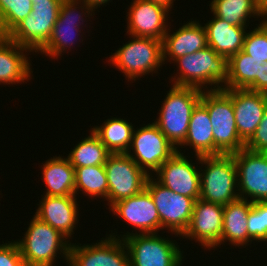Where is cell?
I'll return each instance as SVG.
<instances>
[{
    "label": "cell",
    "mask_w": 267,
    "mask_h": 266,
    "mask_svg": "<svg viewBox=\"0 0 267 266\" xmlns=\"http://www.w3.org/2000/svg\"><path fill=\"white\" fill-rule=\"evenodd\" d=\"M173 63H176L179 69V72L170 78L173 85L217 90L223 89L227 83L228 60L209 46L190 55H184Z\"/></svg>",
    "instance_id": "6da1fadb"
},
{
    "label": "cell",
    "mask_w": 267,
    "mask_h": 266,
    "mask_svg": "<svg viewBox=\"0 0 267 266\" xmlns=\"http://www.w3.org/2000/svg\"><path fill=\"white\" fill-rule=\"evenodd\" d=\"M202 92L196 87L171 84L162 101L154 123L177 151H182L179 146L187 136L192 111L200 102Z\"/></svg>",
    "instance_id": "7a4b0ae2"
},
{
    "label": "cell",
    "mask_w": 267,
    "mask_h": 266,
    "mask_svg": "<svg viewBox=\"0 0 267 266\" xmlns=\"http://www.w3.org/2000/svg\"><path fill=\"white\" fill-rule=\"evenodd\" d=\"M33 216L23 238L16 241L25 266H53L57 253L62 254L61 257L65 258L68 266L71 241L49 224Z\"/></svg>",
    "instance_id": "3957f363"
},
{
    "label": "cell",
    "mask_w": 267,
    "mask_h": 266,
    "mask_svg": "<svg viewBox=\"0 0 267 266\" xmlns=\"http://www.w3.org/2000/svg\"><path fill=\"white\" fill-rule=\"evenodd\" d=\"M200 199L226 205L239 198L233 154L200 156ZM237 191V192H236Z\"/></svg>",
    "instance_id": "277c9868"
},
{
    "label": "cell",
    "mask_w": 267,
    "mask_h": 266,
    "mask_svg": "<svg viewBox=\"0 0 267 266\" xmlns=\"http://www.w3.org/2000/svg\"><path fill=\"white\" fill-rule=\"evenodd\" d=\"M200 103L207 109L212 124L214 155L234 154L244 149L231 97L223 89L203 90Z\"/></svg>",
    "instance_id": "5b68a950"
},
{
    "label": "cell",
    "mask_w": 267,
    "mask_h": 266,
    "mask_svg": "<svg viewBox=\"0 0 267 266\" xmlns=\"http://www.w3.org/2000/svg\"><path fill=\"white\" fill-rule=\"evenodd\" d=\"M111 233L107 236L122 239L125 243L130 266H181L184 261L178 243L158 233L139 234L136 230L119 236L115 235L117 232Z\"/></svg>",
    "instance_id": "8992f818"
},
{
    "label": "cell",
    "mask_w": 267,
    "mask_h": 266,
    "mask_svg": "<svg viewBox=\"0 0 267 266\" xmlns=\"http://www.w3.org/2000/svg\"><path fill=\"white\" fill-rule=\"evenodd\" d=\"M130 36L133 39L112 53L108 62L122 71L128 82L133 83L143 75L158 72L165 63L161 40Z\"/></svg>",
    "instance_id": "52a82bcc"
},
{
    "label": "cell",
    "mask_w": 267,
    "mask_h": 266,
    "mask_svg": "<svg viewBox=\"0 0 267 266\" xmlns=\"http://www.w3.org/2000/svg\"><path fill=\"white\" fill-rule=\"evenodd\" d=\"M92 13L94 11L84 1L62 0L59 15L54 24L51 36L48 42L37 53L46 55L47 57L49 56L52 59H58L64 52L69 53L70 49L73 48L72 45H75L74 41L77 42L78 36L81 37L83 35H80L82 33L81 28L84 27L83 25L87 17L90 18V16H93ZM83 15L86 20L82 17Z\"/></svg>",
    "instance_id": "ba28073f"
},
{
    "label": "cell",
    "mask_w": 267,
    "mask_h": 266,
    "mask_svg": "<svg viewBox=\"0 0 267 266\" xmlns=\"http://www.w3.org/2000/svg\"><path fill=\"white\" fill-rule=\"evenodd\" d=\"M145 188L150 192L160 216V230L166 229L182 236L191 221L195 199L174 193L149 176Z\"/></svg>",
    "instance_id": "9c48e42d"
},
{
    "label": "cell",
    "mask_w": 267,
    "mask_h": 266,
    "mask_svg": "<svg viewBox=\"0 0 267 266\" xmlns=\"http://www.w3.org/2000/svg\"><path fill=\"white\" fill-rule=\"evenodd\" d=\"M61 2L62 0H41L33 3L32 12L7 36L32 53H37L51 36Z\"/></svg>",
    "instance_id": "30bf717a"
},
{
    "label": "cell",
    "mask_w": 267,
    "mask_h": 266,
    "mask_svg": "<svg viewBox=\"0 0 267 266\" xmlns=\"http://www.w3.org/2000/svg\"><path fill=\"white\" fill-rule=\"evenodd\" d=\"M130 149H132V154ZM176 152L177 149L153 122L147 125L144 124L143 127L137 130L134 129L131 145L126 154L148 176H152Z\"/></svg>",
    "instance_id": "8fae6325"
},
{
    "label": "cell",
    "mask_w": 267,
    "mask_h": 266,
    "mask_svg": "<svg viewBox=\"0 0 267 266\" xmlns=\"http://www.w3.org/2000/svg\"><path fill=\"white\" fill-rule=\"evenodd\" d=\"M104 167L108 182L109 208L117 201L140 193L149 177L126 153L110 154Z\"/></svg>",
    "instance_id": "7c38bea8"
},
{
    "label": "cell",
    "mask_w": 267,
    "mask_h": 266,
    "mask_svg": "<svg viewBox=\"0 0 267 266\" xmlns=\"http://www.w3.org/2000/svg\"><path fill=\"white\" fill-rule=\"evenodd\" d=\"M237 166L239 198L267 202V153L242 149L233 154Z\"/></svg>",
    "instance_id": "4fadbf2b"
},
{
    "label": "cell",
    "mask_w": 267,
    "mask_h": 266,
    "mask_svg": "<svg viewBox=\"0 0 267 266\" xmlns=\"http://www.w3.org/2000/svg\"><path fill=\"white\" fill-rule=\"evenodd\" d=\"M177 151L170 159L163 163L155 172L157 181L174 193L185 195L195 200L200 197V156H196V163ZM198 167V168H197Z\"/></svg>",
    "instance_id": "5bb4252c"
},
{
    "label": "cell",
    "mask_w": 267,
    "mask_h": 266,
    "mask_svg": "<svg viewBox=\"0 0 267 266\" xmlns=\"http://www.w3.org/2000/svg\"><path fill=\"white\" fill-rule=\"evenodd\" d=\"M92 244L71 243L69 266H130L122 239L106 236Z\"/></svg>",
    "instance_id": "9a60e30c"
},
{
    "label": "cell",
    "mask_w": 267,
    "mask_h": 266,
    "mask_svg": "<svg viewBox=\"0 0 267 266\" xmlns=\"http://www.w3.org/2000/svg\"><path fill=\"white\" fill-rule=\"evenodd\" d=\"M224 206L197 199L194 204L191 221L182 239L195 240L209 251L220 247L223 228Z\"/></svg>",
    "instance_id": "2e32d148"
},
{
    "label": "cell",
    "mask_w": 267,
    "mask_h": 266,
    "mask_svg": "<svg viewBox=\"0 0 267 266\" xmlns=\"http://www.w3.org/2000/svg\"><path fill=\"white\" fill-rule=\"evenodd\" d=\"M127 15V35L163 40L168 27L169 9L147 0H132Z\"/></svg>",
    "instance_id": "e0dca14e"
},
{
    "label": "cell",
    "mask_w": 267,
    "mask_h": 266,
    "mask_svg": "<svg viewBox=\"0 0 267 266\" xmlns=\"http://www.w3.org/2000/svg\"><path fill=\"white\" fill-rule=\"evenodd\" d=\"M109 209L138 230L139 234L160 231V216L146 188L135 196L117 201Z\"/></svg>",
    "instance_id": "ac0fdd59"
},
{
    "label": "cell",
    "mask_w": 267,
    "mask_h": 266,
    "mask_svg": "<svg viewBox=\"0 0 267 266\" xmlns=\"http://www.w3.org/2000/svg\"><path fill=\"white\" fill-rule=\"evenodd\" d=\"M232 99L239 137L246 143L255 133L267 107V94L249 89H223Z\"/></svg>",
    "instance_id": "d6986e66"
},
{
    "label": "cell",
    "mask_w": 267,
    "mask_h": 266,
    "mask_svg": "<svg viewBox=\"0 0 267 266\" xmlns=\"http://www.w3.org/2000/svg\"><path fill=\"white\" fill-rule=\"evenodd\" d=\"M76 197L42 196L34 215L71 239L79 221L80 208Z\"/></svg>",
    "instance_id": "ffe728a7"
},
{
    "label": "cell",
    "mask_w": 267,
    "mask_h": 266,
    "mask_svg": "<svg viewBox=\"0 0 267 266\" xmlns=\"http://www.w3.org/2000/svg\"><path fill=\"white\" fill-rule=\"evenodd\" d=\"M166 32L162 40L163 61L173 63L176 59L190 55L207 47L206 30L199 20L183 23L178 30Z\"/></svg>",
    "instance_id": "44dd1931"
},
{
    "label": "cell",
    "mask_w": 267,
    "mask_h": 266,
    "mask_svg": "<svg viewBox=\"0 0 267 266\" xmlns=\"http://www.w3.org/2000/svg\"><path fill=\"white\" fill-rule=\"evenodd\" d=\"M30 52L8 36L0 35V84H22L32 79V65L27 57Z\"/></svg>",
    "instance_id": "7402d4cb"
},
{
    "label": "cell",
    "mask_w": 267,
    "mask_h": 266,
    "mask_svg": "<svg viewBox=\"0 0 267 266\" xmlns=\"http://www.w3.org/2000/svg\"><path fill=\"white\" fill-rule=\"evenodd\" d=\"M204 24L207 45L227 60L242 50L247 27L233 26L213 14Z\"/></svg>",
    "instance_id": "603a6c76"
},
{
    "label": "cell",
    "mask_w": 267,
    "mask_h": 266,
    "mask_svg": "<svg viewBox=\"0 0 267 266\" xmlns=\"http://www.w3.org/2000/svg\"><path fill=\"white\" fill-rule=\"evenodd\" d=\"M252 207V202L238 198L224 205L223 228L220 245L229 242V245L242 248L248 245L247 215ZM242 246V247H241Z\"/></svg>",
    "instance_id": "cb8c5ba5"
},
{
    "label": "cell",
    "mask_w": 267,
    "mask_h": 266,
    "mask_svg": "<svg viewBox=\"0 0 267 266\" xmlns=\"http://www.w3.org/2000/svg\"><path fill=\"white\" fill-rule=\"evenodd\" d=\"M46 191L41 196H75V168L64 156H53L42 165Z\"/></svg>",
    "instance_id": "d4e9b609"
},
{
    "label": "cell",
    "mask_w": 267,
    "mask_h": 266,
    "mask_svg": "<svg viewBox=\"0 0 267 266\" xmlns=\"http://www.w3.org/2000/svg\"><path fill=\"white\" fill-rule=\"evenodd\" d=\"M190 146L195 156L214 155V136L207 109L199 102L193 109L187 136L180 145ZM184 146V147H182Z\"/></svg>",
    "instance_id": "484cf974"
},
{
    "label": "cell",
    "mask_w": 267,
    "mask_h": 266,
    "mask_svg": "<svg viewBox=\"0 0 267 266\" xmlns=\"http://www.w3.org/2000/svg\"><path fill=\"white\" fill-rule=\"evenodd\" d=\"M209 7L216 17L233 26L248 27L252 17H257V20L260 17L262 20L267 18L256 0H212Z\"/></svg>",
    "instance_id": "4316f807"
},
{
    "label": "cell",
    "mask_w": 267,
    "mask_h": 266,
    "mask_svg": "<svg viewBox=\"0 0 267 266\" xmlns=\"http://www.w3.org/2000/svg\"><path fill=\"white\" fill-rule=\"evenodd\" d=\"M91 130L100 138L111 154L127 153L131 145L134 127L123 118L106 119L100 126L94 125Z\"/></svg>",
    "instance_id": "83f0119b"
},
{
    "label": "cell",
    "mask_w": 267,
    "mask_h": 266,
    "mask_svg": "<svg viewBox=\"0 0 267 266\" xmlns=\"http://www.w3.org/2000/svg\"><path fill=\"white\" fill-rule=\"evenodd\" d=\"M262 61L242 50L228 59V80L223 89H246L258 76Z\"/></svg>",
    "instance_id": "f1b7e54d"
},
{
    "label": "cell",
    "mask_w": 267,
    "mask_h": 266,
    "mask_svg": "<svg viewBox=\"0 0 267 266\" xmlns=\"http://www.w3.org/2000/svg\"><path fill=\"white\" fill-rule=\"evenodd\" d=\"M90 135L82 139L70 151L67 158L70 164L76 169L104 165L111 154L101 142L100 138L90 130Z\"/></svg>",
    "instance_id": "f546056e"
},
{
    "label": "cell",
    "mask_w": 267,
    "mask_h": 266,
    "mask_svg": "<svg viewBox=\"0 0 267 266\" xmlns=\"http://www.w3.org/2000/svg\"><path fill=\"white\" fill-rule=\"evenodd\" d=\"M79 191L91 199L98 197L107 200L108 182L104 165L75 169V196L80 193Z\"/></svg>",
    "instance_id": "4dcf8cb0"
},
{
    "label": "cell",
    "mask_w": 267,
    "mask_h": 266,
    "mask_svg": "<svg viewBox=\"0 0 267 266\" xmlns=\"http://www.w3.org/2000/svg\"><path fill=\"white\" fill-rule=\"evenodd\" d=\"M32 9L31 0H0V35L7 36Z\"/></svg>",
    "instance_id": "1f68e13d"
},
{
    "label": "cell",
    "mask_w": 267,
    "mask_h": 266,
    "mask_svg": "<svg viewBox=\"0 0 267 266\" xmlns=\"http://www.w3.org/2000/svg\"><path fill=\"white\" fill-rule=\"evenodd\" d=\"M242 51L256 60L267 62V18L247 31Z\"/></svg>",
    "instance_id": "d6a6232c"
},
{
    "label": "cell",
    "mask_w": 267,
    "mask_h": 266,
    "mask_svg": "<svg viewBox=\"0 0 267 266\" xmlns=\"http://www.w3.org/2000/svg\"><path fill=\"white\" fill-rule=\"evenodd\" d=\"M247 222L248 245L253 241L267 242V202L252 203Z\"/></svg>",
    "instance_id": "836d02e7"
},
{
    "label": "cell",
    "mask_w": 267,
    "mask_h": 266,
    "mask_svg": "<svg viewBox=\"0 0 267 266\" xmlns=\"http://www.w3.org/2000/svg\"><path fill=\"white\" fill-rule=\"evenodd\" d=\"M245 149L252 152L267 153V107L255 133L245 143Z\"/></svg>",
    "instance_id": "e575fe53"
},
{
    "label": "cell",
    "mask_w": 267,
    "mask_h": 266,
    "mask_svg": "<svg viewBox=\"0 0 267 266\" xmlns=\"http://www.w3.org/2000/svg\"><path fill=\"white\" fill-rule=\"evenodd\" d=\"M0 266H25L16 241L0 244Z\"/></svg>",
    "instance_id": "d590c367"
},
{
    "label": "cell",
    "mask_w": 267,
    "mask_h": 266,
    "mask_svg": "<svg viewBox=\"0 0 267 266\" xmlns=\"http://www.w3.org/2000/svg\"><path fill=\"white\" fill-rule=\"evenodd\" d=\"M246 89L267 94V62L261 64L259 76Z\"/></svg>",
    "instance_id": "8d00e7d4"
},
{
    "label": "cell",
    "mask_w": 267,
    "mask_h": 266,
    "mask_svg": "<svg viewBox=\"0 0 267 266\" xmlns=\"http://www.w3.org/2000/svg\"><path fill=\"white\" fill-rule=\"evenodd\" d=\"M84 1L87 5L91 7L93 11H96L95 9L100 8L102 5L108 4L110 0H81ZM112 1V0H111Z\"/></svg>",
    "instance_id": "74e56055"
},
{
    "label": "cell",
    "mask_w": 267,
    "mask_h": 266,
    "mask_svg": "<svg viewBox=\"0 0 267 266\" xmlns=\"http://www.w3.org/2000/svg\"><path fill=\"white\" fill-rule=\"evenodd\" d=\"M147 1H150L152 3L160 4V5L166 7L167 9H169L171 11V8L174 5L173 3L176 0H147Z\"/></svg>",
    "instance_id": "f35d334b"
},
{
    "label": "cell",
    "mask_w": 267,
    "mask_h": 266,
    "mask_svg": "<svg viewBox=\"0 0 267 266\" xmlns=\"http://www.w3.org/2000/svg\"><path fill=\"white\" fill-rule=\"evenodd\" d=\"M256 3L263 11V13L267 16V0H256Z\"/></svg>",
    "instance_id": "ab89813d"
},
{
    "label": "cell",
    "mask_w": 267,
    "mask_h": 266,
    "mask_svg": "<svg viewBox=\"0 0 267 266\" xmlns=\"http://www.w3.org/2000/svg\"><path fill=\"white\" fill-rule=\"evenodd\" d=\"M33 3H37V1H41V0H31Z\"/></svg>",
    "instance_id": "60d3db41"
}]
</instances>
